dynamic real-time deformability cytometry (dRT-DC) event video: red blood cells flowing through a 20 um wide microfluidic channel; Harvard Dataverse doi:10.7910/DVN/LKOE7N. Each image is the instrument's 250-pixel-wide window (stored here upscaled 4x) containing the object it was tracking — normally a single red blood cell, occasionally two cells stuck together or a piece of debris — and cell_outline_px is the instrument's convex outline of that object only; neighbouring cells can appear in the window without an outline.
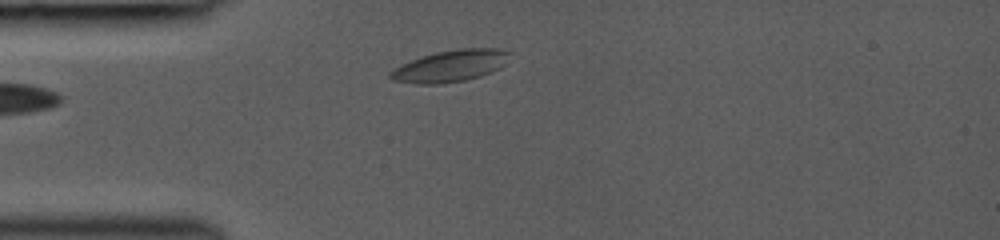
{"species": "common noctule bat (a hibernating species)", "species_latin": "Nyctalus noctula", "temperature_condition": "room temperature", "stored_images_in_passage": 25, "camera_frame_rate_fps": 3000, "um_per_image_px": 0.085, "animal": {"sex": "female", "body_mass_g": 19.0, "forearm_length_mm": 53.3}, "frame": {"image": 1, "passage_image": 1, "time_ms": 0.0, "image_size_px": [1000, 240], "cell_outline_px": [[512, 52], [504, 64], [500, 68], [480, 76], [464, 80], [440, 84], [416, 84], [392, 80], [388, 76], [388, 72], [420, 56], [436, 52], [460, 48], [500, 48]], "centroid_in_image_um": [38.3, 5.6], "position_along_channel_um": 46.7, "area_um2": 22.02}}
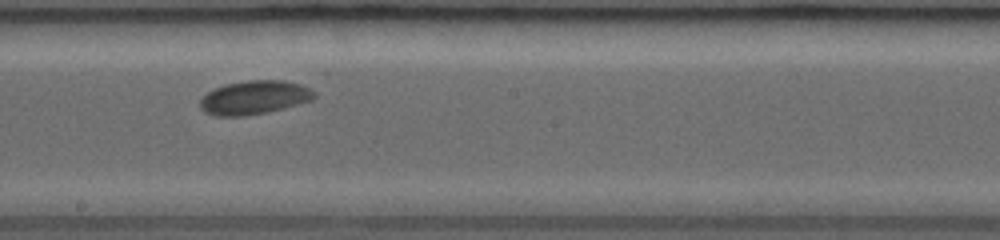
{"frame": {"image": 2, "passage_image": 13, "time_ms": 4.667, "image_size_px": [1000, 240], "cell_outline_px": [[316, 96], [312, 100], [284, 108], [268, 112], [244, 116], [216, 116], [204, 112], [200, 108], [200, 100], [208, 92], [224, 84], [248, 80], [284, 80], [300, 84], [316, 92]], "centroid_in_image_um": [21.62, 8.29], "position_along_channel_um": 226.6, "area_um2": 22.48}}
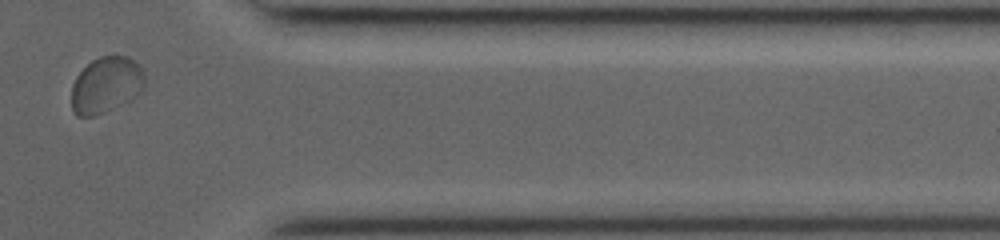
{"frame": {"image": 3, "passage_image": 24, "time_ms": 9.0, "image_size_px": [1000, 240], "cell_outline_px": [[144, 88], [136, 96], [104, 112], [92, 116], [76, 116], [72, 112], [72, 84], [76, 76], [92, 60], [100, 56], [128, 56], [140, 64], [144, 72]], "centroid_in_image_um": [9.02, 7.2], "position_along_channel_um": 402.4, "area_um2": 23.93}}